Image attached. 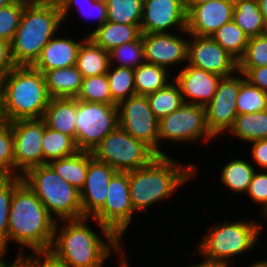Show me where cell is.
<instances>
[{
    "label": "cell",
    "mask_w": 267,
    "mask_h": 267,
    "mask_svg": "<svg viewBox=\"0 0 267 267\" xmlns=\"http://www.w3.org/2000/svg\"><path fill=\"white\" fill-rule=\"evenodd\" d=\"M88 219L91 218L60 220L65 222L61 230L55 223L49 252L67 267H103L112 250L125 255L118 236H105L104 240L90 229Z\"/></svg>",
    "instance_id": "1"
},
{
    "label": "cell",
    "mask_w": 267,
    "mask_h": 267,
    "mask_svg": "<svg viewBox=\"0 0 267 267\" xmlns=\"http://www.w3.org/2000/svg\"><path fill=\"white\" fill-rule=\"evenodd\" d=\"M56 220L23 181L13 193L9 212L8 243L21 247L18 257L27 248L32 252H48L51 248Z\"/></svg>",
    "instance_id": "2"
},
{
    "label": "cell",
    "mask_w": 267,
    "mask_h": 267,
    "mask_svg": "<svg viewBox=\"0 0 267 267\" xmlns=\"http://www.w3.org/2000/svg\"><path fill=\"white\" fill-rule=\"evenodd\" d=\"M194 164L181 165L168 155H158L150 164L129 171V193L134 211L171 197L176 189L196 176Z\"/></svg>",
    "instance_id": "3"
},
{
    "label": "cell",
    "mask_w": 267,
    "mask_h": 267,
    "mask_svg": "<svg viewBox=\"0 0 267 267\" xmlns=\"http://www.w3.org/2000/svg\"><path fill=\"white\" fill-rule=\"evenodd\" d=\"M62 23L57 0L27 3L11 41L16 66H32Z\"/></svg>",
    "instance_id": "4"
},
{
    "label": "cell",
    "mask_w": 267,
    "mask_h": 267,
    "mask_svg": "<svg viewBox=\"0 0 267 267\" xmlns=\"http://www.w3.org/2000/svg\"><path fill=\"white\" fill-rule=\"evenodd\" d=\"M3 114L7 123L21 119H41L51 97L41 71L32 66H16L1 81Z\"/></svg>",
    "instance_id": "5"
},
{
    "label": "cell",
    "mask_w": 267,
    "mask_h": 267,
    "mask_svg": "<svg viewBox=\"0 0 267 267\" xmlns=\"http://www.w3.org/2000/svg\"><path fill=\"white\" fill-rule=\"evenodd\" d=\"M261 222L238 220L221 222L209 228L208 235L198 244L203 261L217 267H229V259L253 249L262 229Z\"/></svg>",
    "instance_id": "6"
},
{
    "label": "cell",
    "mask_w": 267,
    "mask_h": 267,
    "mask_svg": "<svg viewBox=\"0 0 267 267\" xmlns=\"http://www.w3.org/2000/svg\"><path fill=\"white\" fill-rule=\"evenodd\" d=\"M22 178L56 221L82 218L80 191L49 164L29 169Z\"/></svg>",
    "instance_id": "7"
},
{
    "label": "cell",
    "mask_w": 267,
    "mask_h": 267,
    "mask_svg": "<svg viewBox=\"0 0 267 267\" xmlns=\"http://www.w3.org/2000/svg\"><path fill=\"white\" fill-rule=\"evenodd\" d=\"M93 157L116 171L128 172L150 164L158 154L145 142L133 138L118 126L93 150Z\"/></svg>",
    "instance_id": "8"
},
{
    "label": "cell",
    "mask_w": 267,
    "mask_h": 267,
    "mask_svg": "<svg viewBox=\"0 0 267 267\" xmlns=\"http://www.w3.org/2000/svg\"><path fill=\"white\" fill-rule=\"evenodd\" d=\"M135 213L129 193V171H117L108 184L106 202L92 217L105 236L121 240Z\"/></svg>",
    "instance_id": "9"
},
{
    "label": "cell",
    "mask_w": 267,
    "mask_h": 267,
    "mask_svg": "<svg viewBox=\"0 0 267 267\" xmlns=\"http://www.w3.org/2000/svg\"><path fill=\"white\" fill-rule=\"evenodd\" d=\"M119 126L117 104L91 103L77 99L75 142L79 150H92Z\"/></svg>",
    "instance_id": "10"
},
{
    "label": "cell",
    "mask_w": 267,
    "mask_h": 267,
    "mask_svg": "<svg viewBox=\"0 0 267 267\" xmlns=\"http://www.w3.org/2000/svg\"><path fill=\"white\" fill-rule=\"evenodd\" d=\"M208 142L215 138L208 129L205 107L183 103L177 110L159 120L158 155H167L160 150V141L194 142L199 139Z\"/></svg>",
    "instance_id": "11"
},
{
    "label": "cell",
    "mask_w": 267,
    "mask_h": 267,
    "mask_svg": "<svg viewBox=\"0 0 267 267\" xmlns=\"http://www.w3.org/2000/svg\"><path fill=\"white\" fill-rule=\"evenodd\" d=\"M9 124L13 132L14 176H23L29 169L43 165L44 120L21 119Z\"/></svg>",
    "instance_id": "12"
},
{
    "label": "cell",
    "mask_w": 267,
    "mask_h": 267,
    "mask_svg": "<svg viewBox=\"0 0 267 267\" xmlns=\"http://www.w3.org/2000/svg\"><path fill=\"white\" fill-rule=\"evenodd\" d=\"M119 126L133 138L142 140L158 154L159 120L144 95H134L118 105Z\"/></svg>",
    "instance_id": "13"
},
{
    "label": "cell",
    "mask_w": 267,
    "mask_h": 267,
    "mask_svg": "<svg viewBox=\"0 0 267 267\" xmlns=\"http://www.w3.org/2000/svg\"><path fill=\"white\" fill-rule=\"evenodd\" d=\"M222 77L215 95L205 106L206 122L209 131L216 138L229 131L237 114L236 99L241 86L242 73ZM238 75V76H237Z\"/></svg>",
    "instance_id": "14"
},
{
    "label": "cell",
    "mask_w": 267,
    "mask_h": 267,
    "mask_svg": "<svg viewBox=\"0 0 267 267\" xmlns=\"http://www.w3.org/2000/svg\"><path fill=\"white\" fill-rule=\"evenodd\" d=\"M187 36L191 38L188 41V65L221 77L237 73L238 61L210 36H196L188 31Z\"/></svg>",
    "instance_id": "15"
},
{
    "label": "cell",
    "mask_w": 267,
    "mask_h": 267,
    "mask_svg": "<svg viewBox=\"0 0 267 267\" xmlns=\"http://www.w3.org/2000/svg\"><path fill=\"white\" fill-rule=\"evenodd\" d=\"M172 27L178 28L183 35L187 34L185 0H143L142 33L170 32Z\"/></svg>",
    "instance_id": "16"
},
{
    "label": "cell",
    "mask_w": 267,
    "mask_h": 267,
    "mask_svg": "<svg viewBox=\"0 0 267 267\" xmlns=\"http://www.w3.org/2000/svg\"><path fill=\"white\" fill-rule=\"evenodd\" d=\"M189 34L211 36L224 24L232 21L234 0H215L202 4H185Z\"/></svg>",
    "instance_id": "17"
},
{
    "label": "cell",
    "mask_w": 267,
    "mask_h": 267,
    "mask_svg": "<svg viewBox=\"0 0 267 267\" xmlns=\"http://www.w3.org/2000/svg\"><path fill=\"white\" fill-rule=\"evenodd\" d=\"M188 41L170 32L142 33L145 62L166 69L187 62Z\"/></svg>",
    "instance_id": "18"
},
{
    "label": "cell",
    "mask_w": 267,
    "mask_h": 267,
    "mask_svg": "<svg viewBox=\"0 0 267 267\" xmlns=\"http://www.w3.org/2000/svg\"><path fill=\"white\" fill-rule=\"evenodd\" d=\"M117 171L96 160L89 152V164L84 186L80 190L82 218H92L106 202L108 184Z\"/></svg>",
    "instance_id": "19"
},
{
    "label": "cell",
    "mask_w": 267,
    "mask_h": 267,
    "mask_svg": "<svg viewBox=\"0 0 267 267\" xmlns=\"http://www.w3.org/2000/svg\"><path fill=\"white\" fill-rule=\"evenodd\" d=\"M178 73L173 80L180 87L184 103L196 104L203 107L212 100L222 78L217 74L188 64Z\"/></svg>",
    "instance_id": "20"
},
{
    "label": "cell",
    "mask_w": 267,
    "mask_h": 267,
    "mask_svg": "<svg viewBox=\"0 0 267 267\" xmlns=\"http://www.w3.org/2000/svg\"><path fill=\"white\" fill-rule=\"evenodd\" d=\"M82 41H76L71 38L52 39L43 47L40 56L32 65L38 71L44 73L51 69H62L76 65L77 55Z\"/></svg>",
    "instance_id": "21"
},
{
    "label": "cell",
    "mask_w": 267,
    "mask_h": 267,
    "mask_svg": "<svg viewBox=\"0 0 267 267\" xmlns=\"http://www.w3.org/2000/svg\"><path fill=\"white\" fill-rule=\"evenodd\" d=\"M76 98H51L42 119L45 125L75 139Z\"/></svg>",
    "instance_id": "22"
},
{
    "label": "cell",
    "mask_w": 267,
    "mask_h": 267,
    "mask_svg": "<svg viewBox=\"0 0 267 267\" xmlns=\"http://www.w3.org/2000/svg\"><path fill=\"white\" fill-rule=\"evenodd\" d=\"M141 35L140 25L106 21L101 26L95 27L87 37L103 50L110 52L122 44L138 40Z\"/></svg>",
    "instance_id": "23"
},
{
    "label": "cell",
    "mask_w": 267,
    "mask_h": 267,
    "mask_svg": "<svg viewBox=\"0 0 267 267\" xmlns=\"http://www.w3.org/2000/svg\"><path fill=\"white\" fill-rule=\"evenodd\" d=\"M43 74L51 98H76L81 91L83 76L76 65L47 70Z\"/></svg>",
    "instance_id": "24"
},
{
    "label": "cell",
    "mask_w": 267,
    "mask_h": 267,
    "mask_svg": "<svg viewBox=\"0 0 267 267\" xmlns=\"http://www.w3.org/2000/svg\"><path fill=\"white\" fill-rule=\"evenodd\" d=\"M109 65V52L86 37L79 48L76 62V67L83 78L106 74Z\"/></svg>",
    "instance_id": "25"
},
{
    "label": "cell",
    "mask_w": 267,
    "mask_h": 267,
    "mask_svg": "<svg viewBox=\"0 0 267 267\" xmlns=\"http://www.w3.org/2000/svg\"><path fill=\"white\" fill-rule=\"evenodd\" d=\"M232 20L249 37L267 33V23L260 12L258 0H234Z\"/></svg>",
    "instance_id": "26"
},
{
    "label": "cell",
    "mask_w": 267,
    "mask_h": 267,
    "mask_svg": "<svg viewBox=\"0 0 267 267\" xmlns=\"http://www.w3.org/2000/svg\"><path fill=\"white\" fill-rule=\"evenodd\" d=\"M89 164V151H78L76 154L52 161L49 165L64 180L82 189L87 177Z\"/></svg>",
    "instance_id": "27"
},
{
    "label": "cell",
    "mask_w": 267,
    "mask_h": 267,
    "mask_svg": "<svg viewBox=\"0 0 267 267\" xmlns=\"http://www.w3.org/2000/svg\"><path fill=\"white\" fill-rule=\"evenodd\" d=\"M228 132L249 144L255 140L267 139V110L238 114Z\"/></svg>",
    "instance_id": "28"
},
{
    "label": "cell",
    "mask_w": 267,
    "mask_h": 267,
    "mask_svg": "<svg viewBox=\"0 0 267 267\" xmlns=\"http://www.w3.org/2000/svg\"><path fill=\"white\" fill-rule=\"evenodd\" d=\"M43 164L68 157L80 151L75 139L45 125L42 138Z\"/></svg>",
    "instance_id": "29"
},
{
    "label": "cell",
    "mask_w": 267,
    "mask_h": 267,
    "mask_svg": "<svg viewBox=\"0 0 267 267\" xmlns=\"http://www.w3.org/2000/svg\"><path fill=\"white\" fill-rule=\"evenodd\" d=\"M168 69L144 62L134 69L136 95H148L165 87L169 82Z\"/></svg>",
    "instance_id": "30"
},
{
    "label": "cell",
    "mask_w": 267,
    "mask_h": 267,
    "mask_svg": "<svg viewBox=\"0 0 267 267\" xmlns=\"http://www.w3.org/2000/svg\"><path fill=\"white\" fill-rule=\"evenodd\" d=\"M150 108L158 120L177 110L183 103V97L179 85L174 82L146 95Z\"/></svg>",
    "instance_id": "31"
},
{
    "label": "cell",
    "mask_w": 267,
    "mask_h": 267,
    "mask_svg": "<svg viewBox=\"0 0 267 267\" xmlns=\"http://www.w3.org/2000/svg\"><path fill=\"white\" fill-rule=\"evenodd\" d=\"M255 171L257 170L249 162L236 159L224 165L220 179L230 191L246 193Z\"/></svg>",
    "instance_id": "32"
},
{
    "label": "cell",
    "mask_w": 267,
    "mask_h": 267,
    "mask_svg": "<svg viewBox=\"0 0 267 267\" xmlns=\"http://www.w3.org/2000/svg\"><path fill=\"white\" fill-rule=\"evenodd\" d=\"M210 37L237 61L244 54L249 41V36L233 20L224 24Z\"/></svg>",
    "instance_id": "33"
},
{
    "label": "cell",
    "mask_w": 267,
    "mask_h": 267,
    "mask_svg": "<svg viewBox=\"0 0 267 267\" xmlns=\"http://www.w3.org/2000/svg\"><path fill=\"white\" fill-rule=\"evenodd\" d=\"M110 64L106 73L112 100L118 105L121 101L136 95L134 69ZM113 69V70H111Z\"/></svg>",
    "instance_id": "34"
},
{
    "label": "cell",
    "mask_w": 267,
    "mask_h": 267,
    "mask_svg": "<svg viewBox=\"0 0 267 267\" xmlns=\"http://www.w3.org/2000/svg\"><path fill=\"white\" fill-rule=\"evenodd\" d=\"M107 21L140 25L142 20L143 0H105Z\"/></svg>",
    "instance_id": "35"
},
{
    "label": "cell",
    "mask_w": 267,
    "mask_h": 267,
    "mask_svg": "<svg viewBox=\"0 0 267 267\" xmlns=\"http://www.w3.org/2000/svg\"><path fill=\"white\" fill-rule=\"evenodd\" d=\"M237 114L267 110V93L250 84L242 73L241 86L236 99Z\"/></svg>",
    "instance_id": "36"
},
{
    "label": "cell",
    "mask_w": 267,
    "mask_h": 267,
    "mask_svg": "<svg viewBox=\"0 0 267 267\" xmlns=\"http://www.w3.org/2000/svg\"><path fill=\"white\" fill-rule=\"evenodd\" d=\"M22 182V176H0V244L6 247H8L10 204L14 190Z\"/></svg>",
    "instance_id": "37"
},
{
    "label": "cell",
    "mask_w": 267,
    "mask_h": 267,
    "mask_svg": "<svg viewBox=\"0 0 267 267\" xmlns=\"http://www.w3.org/2000/svg\"><path fill=\"white\" fill-rule=\"evenodd\" d=\"M76 99L91 103L116 104L112 100L106 74L83 78L82 88Z\"/></svg>",
    "instance_id": "38"
},
{
    "label": "cell",
    "mask_w": 267,
    "mask_h": 267,
    "mask_svg": "<svg viewBox=\"0 0 267 267\" xmlns=\"http://www.w3.org/2000/svg\"><path fill=\"white\" fill-rule=\"evenodd\" d=\"M110 64L118 62L116 64L119 67H125L135 69L139 65L145 62L144 59V47L141 37L133 42H128L114 48L109 52Z\"/></svg>",
    "instance_id": "39"
},
{
    "label": "cell",
    "mask_w": 267,
    "mask_h": 267,
    "mask_svg": "<svg viewBox=\"0 0 267 267\" xmlns=\"http://www.w3.org/2000/svg\"><path fill=\"white\" fill-rule=\"evenodd\" d=\"M57 1L60 7V12L63 22L65 21V19H67V16L69 15V13H71V10L75 6L76 8L78 7L80 11L79 13H81L84 17L85 16L88 18L96 17V19L98 20L97 27L101 26L104 22L107 21V4L105 0H57ZM81 4L83 5L81 6ZM82 7H85L87 9L84 8L82 9ZM90 7H92V9Z\"/></svg>",
    "instance_id": "40"
},
{
    "label": "cell",
    "mask_w": 267,
    "mask_h": 267,
    "mask_svg": "<svg viewBox=\"0 0 267 267\" xmlns=\"http://www.w3.org/2000/svg\"><path fill=\"white\" fill-rule=\"evenodd\" d=\"M267 66V33L249 37L244 54L238 60V68Z\"/></svg>",
    "instance_id": "41"
},
{
    "label": "cell",
    "mask_w": 267,
    "mask_h": 267,
    "mask_svg": "<svg viewBox=\"0 0 267 267\" xmlns=\"http://www.w3.org/2000/svg\"><path fill=\"white\" fill-rule=\"evenodd\" d=\"M27 3L24 0H14L0 9V39L11 43Z\"/></svg>",
    "instance_id": "42"
},
{
    "label": "cell",
    "mask_w": 267,
    "mask_h": 267,
    "mask_svg": "<svg viewBox=\"0 0 267 267\" xmlns=\"http://www.w3.org/2000/svg\"><path fill=\"white\" fill-rule=\"evenodd\" d=\"M0 176H14L13 132L7 122L0 126Z\"/></svg>",
    "instance_id": "43"
},
{
    "label": "cell",
    "mask_w": 267,
    "mask_h": 267,
    "mask_svg": "<svg viewBox=\"0 0 267 267\" xmlns=\"http://www.w3.org/2000/svg\"><path fill=\"white\" fill-rule=\"evenodd\" d=\"M255 203L261 204L262 208L267 205V172L255 171L248 190L246 192Z\"/></svg>",
    "instance_id": "44"
},
{
    "label": "cell",
    "mask_w": 267,
    "mask_h": 267,
    "mask_svg": "<svg viewBox=\"0 0 267 267\" xmlns=\"http://www.w3.org/2000/svg\"><path fill=\"white\" fill-rule=\"evenodd\" d=\"M19 258L26 267H67L65 264L57 260L49 251L33 252L32 255L22 254Z\"/></svg>",
    "instance_id": "45"
},
{
    "label": "cell",
    "mask_w": 267,
    "mask_h": 267,
    "mask_svg": "<svg viewBox=\"0 0 267 267\" xmlns=\"http://www.w3.org/2000/svg\"><path fill=\"white\" fill-rule=\"evenodd\" d=\"M239 73H243L245 79L252 85L267 93V66L256 68H238Z\"/></svg>",
    "instance_id": "46"
},
{
    "label": "cell",
    "mask_w": 267,
    "mask_h": 267,
    "mask_svg": "<svg viewBox=\"0 0 267 267\" xmlns=\"http://www.w3.org/2000/svg\"><path fill=\"white\" fill-rule=\"evenodd\" d=\"M16 64L11 54V43L0 39V83Z\"/></svg>",
    "instance_id": "47"
},
{
    "label": "cell",
    "mask_w": 267,
    "mask_h": 267,
    "mask_svg": "<svg viewBox=\"0 0 267 267\" xmlns=\"http://www.w3.org/2000/svg\"><path fill=\"white\" fill-rule=\"evenodd\" d=\"M252 144L251 155L253 162L267 170V139H260L250 142Z\"/></svg>",
    "instance_id": "48"
},
{
    "label": "cell",
    "mask_w": 267,
    "mask_h": 267,
    "mask_svg": "<svg viewBox=\"0 0 267 267\" xmlns=\"http://www.w3.org/2000/svg\"><path fill=\"white\" fill-rule=\"evenodd\" d=\"M8 247H6L4 244H0V267H11L13 265V263L19 258L17 256V258H15L13 260L12 263L8 264L5 260H3L6 255L7 249Z\"/></svg>",
    "instance_id": "49"
},
{
    "label": "cell",
    "mask_w": 267,
    "mask_h": 267,
    "mask_svg": "<svg viewBox=\"0 0 267 267\" xmlns=\"http://www.w3.org/2000/svg\"><path fill=\"white\" fill-rule=\"evenodd\" d=\"M258 4L263 19L267 23V0H258Z\"/></svg>",
    "instance_id": "50"
},
{
    "label": "cell",
    "mask_w": 267,
    "mask_h": 267,
    "mask_svg": "<svg viewBox=\"0 0 267 267\" xmlns=\"http://www.w3.org/2000/svg\"><path fill=\"white\" fill-rule=\"evenodd\" d=\"M5 123H6V120L3 114L2 89L0 85V126Z\"/></svg>",
    "instance_id": "51"
},
{
    "label": "cell",
    "mask_w": 267,
    "mask_h": 267,
    "mask_svg": "<svg viewBox=\"0 0 267 267\" xmlns=\"http://www.w3.org/2000/svg\"><path fill=\"white\" fill-rule=\"evenodd\" d=\"M250 267H267V260H259L250 264Z\"/></svg>",
    "instance_id": "52"
},
{
    "label": "cell",
    "mask_w": 267,
    "mask_h": 267,
    "mask_svg": "<svg viewBox=\"0 0 267 267\" xmlns=\"http://www.w3.org/2000/svg\"><path fill=\"white\" fill-rule=\"evenodd\" d=\"M215 0H185V4H202L207 3Z\"/></svg>",
    "instance_id": "53"
},
{
    "label": "cell",
    "mask_w": 267,
    "mask_h": 267,
    "mask_svg": "<svg viewBox=\"0 0 267 267\" xmlns=\"http://www.w3.org/2000/svg\"><path fill=\"white\" fill-rule=\"evenodd\" d=\"M188 267H217V266L202 261V262L199 263V264L190 265V266H188Z\"/></svg>",
    "instance_id": "54"
},
{
    "label": "cell",
    "mask_w": 267,
    "mask_h": 267,
    "mask_svg": "<svg viewBox=\"0 0 267 267\" xmlns=\"http://www.w3.org/2000/svg\"><path fill=\"white\" fill-rule=\"evenodd\" d=\"M119 267H130L126 260V255H121V259L119 261Z\"/></svg>",
    "instance_id": "55"
},
{
    "label": "cell",
    "mask_w": 267,
    "mask_h": 267,
    "mask_svg": "<svg viewBox=\"0 0 267 267\" xmlns=\"http://www.w3.org/2000/svg\"><path fill=\"white\" fill-rule=\"evenodd\" d=\"M11 267H26V265L20 258H18Z\"/></svg>",
    "instance_id": "56"
},
{
    "label": "cell",
    "mask_w": 267,
    "mask_h": 267,
    "mask_svg": "<svg viewBox=\"0 0 267 267\" xmlns=\"http://www.w3.org/2000/svg\"><path fill=\"white\" fill-rule=\"evenodd\" d=\"M14 0H0V9L9 5L11 2H13Z\"/></svg>",
    "instance_id": "57"
},
{
    "label": "cell",
    "mask_w": 267,
    "mask_h": 267,
    "mask_svg": "<svg viewBox=\"0 0 267 267\" xmlns=\"http://www.w3.org/2000/svg\"><path fill=\"white\" fill-rule=\"evenodd\" d=\"M28 3H33V2H50V1H55V0H24Z\"/></svg>",
    "instance_id": "58"
},
{
    "label": "cell",
    "mask_w": 267,
    "mask_h": 267,
    "mask_svg": "<svg viewBox=\"0 0 267 267\" xmlns=\"http://www.w3.org/2000/svg\"><path fill=\"white\" fill-rule=\"evenodd\" d=\"M261 213L263 214V217L267 218V205L263 208Z\"/></svg>",
    "instance_id": "59"
}]
</instances>
